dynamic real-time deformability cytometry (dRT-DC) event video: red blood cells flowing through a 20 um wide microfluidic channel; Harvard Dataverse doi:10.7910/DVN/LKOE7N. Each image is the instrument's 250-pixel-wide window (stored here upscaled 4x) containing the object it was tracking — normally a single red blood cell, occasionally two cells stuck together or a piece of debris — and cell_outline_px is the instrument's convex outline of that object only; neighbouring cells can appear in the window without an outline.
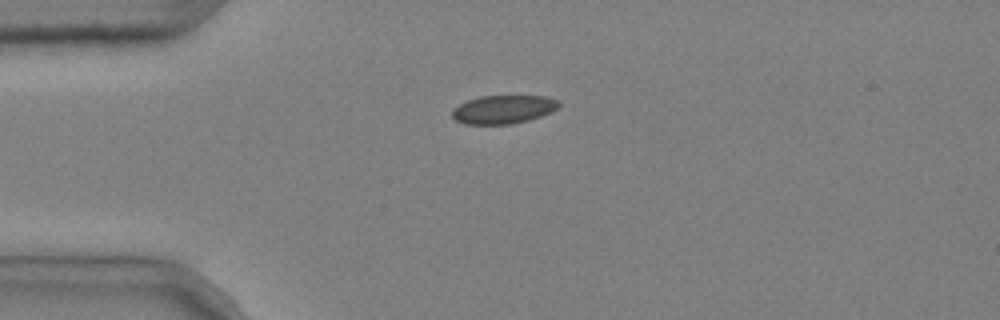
{"species": "common noctule bat (a hibernating species)", "species_latin": "Nyctalus noctula", "temperature_condition": "cold", "stored_images_in_passage": 36, "camera_frame_rate_fps": 3000, "um_per_image_px": 0.085, "animal": {"sex": "male", "body_mass_g": 20.4}, "frame": {"image": 1, "passage_image": 1, "time_ms": 0.0, "image_size_px": [1000, 320], "cell_outline_px": [[560, 104], [552, 112], [528, 120], [512, 124], [464, 124], [456, 120], [452, 116], [452, 108], [468, 100], [480, 96], [548, 96], [560, 100]], "centroid_in_image_um": [42.8, 9.29], "position_along_channel_um": 42.2, "area_um2": 17.74}}
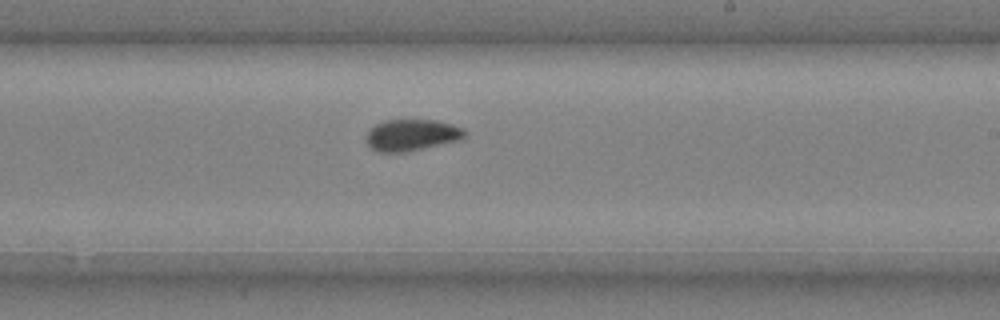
{"frame": {"image": 2, "passage_image": 20, "time_ms": 6.333, "image_size_px": [1000, 320], "cell_outline_px": [[468, 132], [460, 140], [424, 148], [404, 152], [380, 152], [372, 148], [368, 144], [368, 132], [376, 124], [384, 120], [436, 120], [452, 124], [464, 128]], "centroid_in_image_um": [35.05, 11.47], "position_along_channel_um": 253.9, "area_um2": 17.92}}
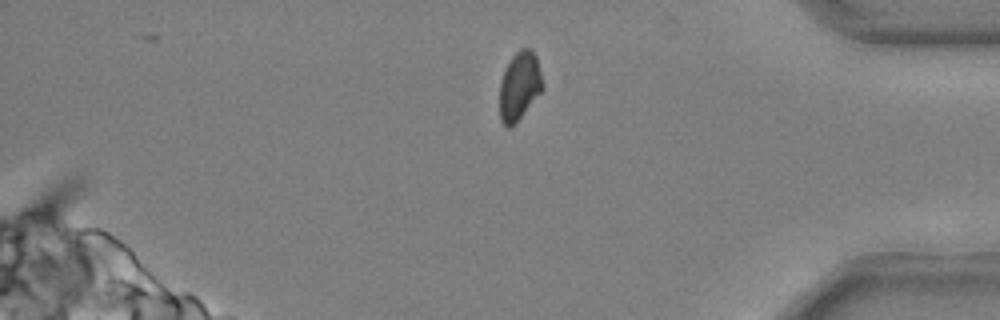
{"frame": {"image": 3, "passage_image": 33, "time_ms": 10.667, "image_size_px": [1000, 320], "cell_outline_px": [[544, 88], [520, 116], [508, 128], [504, 128], [500, 120], [500, 80], [512, 56], [520, 48], [528, 48], [536, 56], [544, 84]], "centroid_in_image_um": [44.15, 7.29], "position_along_channel_um": 391.1, "area_um2": 16.82}, "authors_computed_cell_mechanics": {"area_um2": 17.7446, "velocity_mm_per_s": 3.6816, "shape_relaxation_time_tau1_ms": 11.0939, "shape_relaxation_time_tau2_ms": 2.5122, "deformation_change_tau1": 0.1286, "deformation_change_tau2": 0.023}}